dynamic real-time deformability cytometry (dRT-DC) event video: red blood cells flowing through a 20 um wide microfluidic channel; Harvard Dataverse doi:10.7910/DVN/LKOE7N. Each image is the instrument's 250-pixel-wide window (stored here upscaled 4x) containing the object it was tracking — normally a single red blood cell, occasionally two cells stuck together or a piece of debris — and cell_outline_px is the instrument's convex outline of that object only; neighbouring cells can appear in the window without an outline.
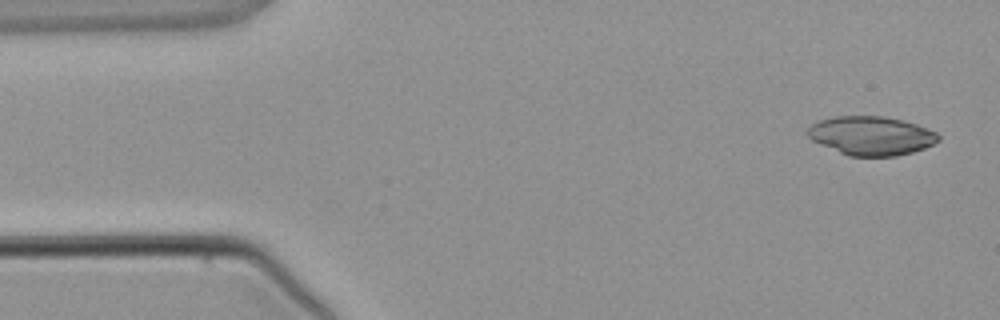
{"species": "common noctule bat (a hibernating species)", "species_latin": "Nyctalus noctula", "temperature_condition": "warm", "stored_images_in_passage": 4, "segment_of_instrument_passage": [1, 2], "camera_frame_rate_fps": 3000, "um_per_image_px": 0.085, "animal": {"sex": "male", "body_mass_g": 21.5, "forearm_length_mm": 52.0}, "frame": {"image": 1, "passage_image": 1, "time_ms": 0.0, "image_size_px": [1000, 320], "cell_outline_px": [[940, 140], [924, 148], [912, 152], [896, 156], [848, 156], [820, 144], [812, 140], [808, 136], [808, 128], [812, 124], [820, 120], [836, 116], [884, 116], [904, 120], [916, 124], [936, 132], [940, 136]], "centroid_in_image_um": [74.06, 11.53], "position_along_channel_um": 10.9, "area_um2": 29.54}}